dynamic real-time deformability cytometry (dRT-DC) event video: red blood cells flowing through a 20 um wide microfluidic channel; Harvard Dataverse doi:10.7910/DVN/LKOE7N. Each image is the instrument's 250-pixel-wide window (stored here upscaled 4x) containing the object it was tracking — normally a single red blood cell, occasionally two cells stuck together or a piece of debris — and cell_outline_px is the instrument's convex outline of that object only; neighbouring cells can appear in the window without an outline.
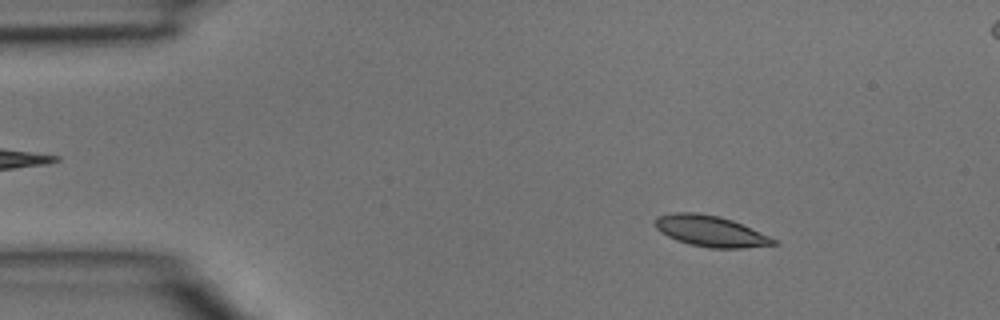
{"species": "common noctule bat (a hibernating species)", "species_latin": "Nyctalus noctula", "temperature_condition": "room temperature", "stored_images_in_passage": 3, "camera_frame_rate_fps": 3000, "um_per_image_px": 0.085, "animal": {"sex": "male", "body_mass_g": 15.6}, "frame": {"image": 1, "passage_image": 1, "time_ms": 0.0, "image_size_px": [1000, 320], "cell_outline_px": [[780, 244], [744, 248], [708, 248], [688, 244], [676, 240], [660, 232], [656, 228], [656, 216], [672, 212], [696, 212], [720, 216], [732, 220], [768, 236], [776, 240]], "centroid_in_image_um": [60.37, 19.65], "position_along_channel_um": 24.6, "area_um2": 21.39}}